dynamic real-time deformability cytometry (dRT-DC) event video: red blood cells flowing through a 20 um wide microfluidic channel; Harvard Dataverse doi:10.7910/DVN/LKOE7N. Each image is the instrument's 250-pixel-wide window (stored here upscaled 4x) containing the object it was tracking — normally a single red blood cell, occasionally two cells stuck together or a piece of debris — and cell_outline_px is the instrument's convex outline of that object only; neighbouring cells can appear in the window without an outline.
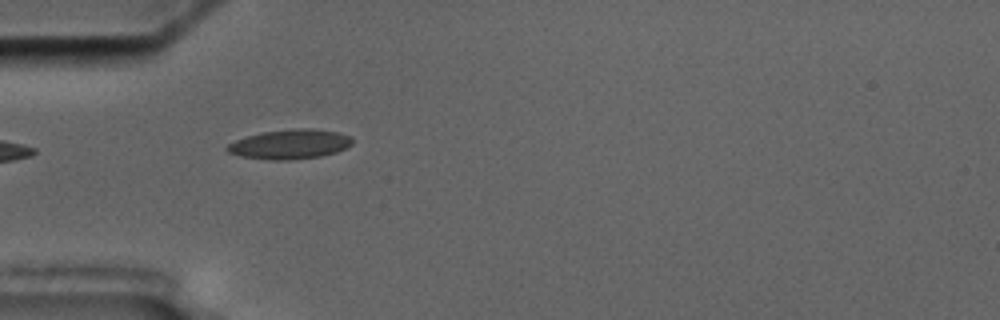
{"species": "common noctule bat (a hibernating species)", "species_latin": "Nyctalus noctula", "temperature_condition": "cold", "stored_images_in_passage": 5, "camera_frame_rate_fps": 3000, "um_per_image_px": 0.085, "animal": {"sex": "male", "body_mass_g": 17.5, "forearm_length_mm": 52.3}, "frame": {"image": 1, "passage_image": 4, "time_ms": 4.667, "image_size_px": [1000, 320], "cell_outline_px": [[352, 144], [336, 152], [320, 156], [288, 160], [268, 160], [240, 156], [228, 152], [224, 148], [228, 144], [236, 140], [248, 136], [264, 132], [296, 128], [312, 128], [336, 132], [352, 136]], "centroid_in_image_um": [24.63, 12.26], "position_along_channel_um": 60.4, "area_um2": 21.44}}